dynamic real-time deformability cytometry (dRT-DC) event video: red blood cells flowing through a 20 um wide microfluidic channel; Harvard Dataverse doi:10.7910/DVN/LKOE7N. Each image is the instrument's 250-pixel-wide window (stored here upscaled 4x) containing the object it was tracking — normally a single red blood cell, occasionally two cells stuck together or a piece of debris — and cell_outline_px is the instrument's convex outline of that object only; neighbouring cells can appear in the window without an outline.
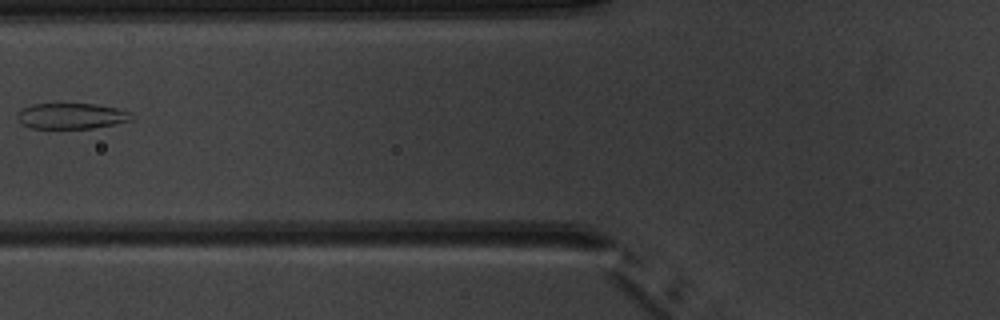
{"species": "common noctule bat (a hibernating species)", "species_latin": "Nyctalus noctula", "temperature_condition": "warm", "stored_images_in_passage": 6, "camera_frame_rate_fps": 3000, "um_per_image_px": 0.085, "animal": {"sex": "male", "body_mass_g": 20.1, "forearm_length_mm": 53.5}, "frame": {"image": 1, "passage_image": 5, "time_ms": 6.0, "image_size_px": [1000, 320], "cell_outline_px": [[132, 120], [92, 128], [28, 128], [20, 124], [16, 120], [16, 116], [24, 108], [32, 104], [96, 104], [120, 108], [128, 112]], "centroid_in_image_um": [6.01, 9.86], "position_along_channel_um": 119.8, "area_um2": 17.05}}
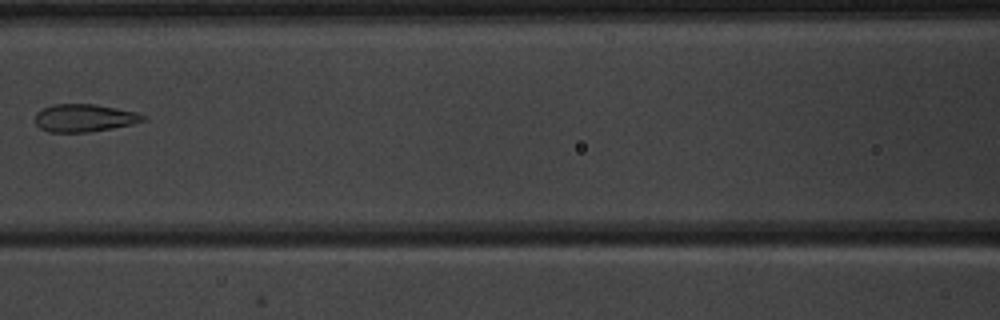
{"frame": {"image": 2, "passage_image": 6, "time_ms": 7.0, "image_size_px": [1000, 320], "cell_outline_px": [[148, 120], [132, 124], [112, 128], [88, 132], [48, 132], [40, 128], [36, 124], [36, 112], [52, 104], [96, 104], [136, 112], [148, 116]], "centroid_in_image_um": [7.2, 10.02], "position_along_channel_um": 159.4, "area_um2": 17.51}}